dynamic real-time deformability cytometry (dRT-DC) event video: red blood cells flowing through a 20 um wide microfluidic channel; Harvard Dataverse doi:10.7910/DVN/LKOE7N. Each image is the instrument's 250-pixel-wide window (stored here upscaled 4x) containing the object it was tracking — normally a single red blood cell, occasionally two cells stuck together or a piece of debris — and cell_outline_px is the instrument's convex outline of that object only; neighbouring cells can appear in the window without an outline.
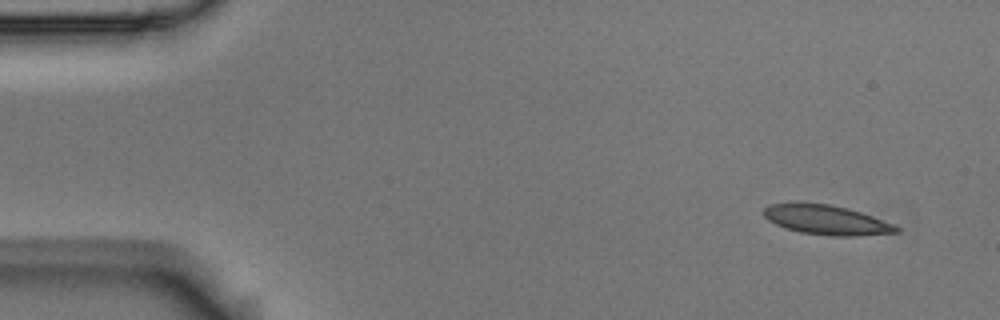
{"species": "Egyptian fruit bat (a non-hibernating species)", "species_latin": "Rousettus aegyptiacus", "temperature_condition": "room temperature", "stored_images_in_passage": 5, "camera_frame_rate_fps": 3000, "um_per_image_px": 0.085, "animal": {"sex": "male"}, "frame": {"image": 1, "passage_image": 1, "time_ms": 0.0, "image_size_px": [1000, 320], "cell_outline_px": [[900, 232], [856, 236], [832, 236], [800, 232], [784, 228], [768, 220], [764, 216], [764, 208], [772, 204], [796, 200], [832, 204], [848, 208], [896, 224], [900, 228]], "centroid_in_image_um": [70.23, 18.66], "position_along_channel_um": 14.8, "area_um2": 23.47}}
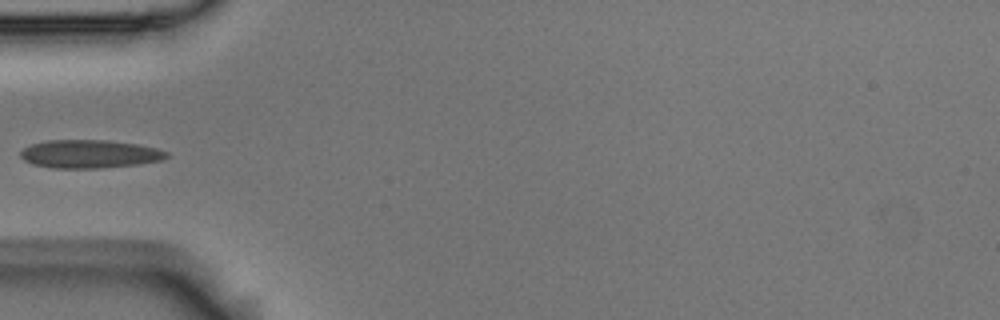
{"frame": {"image": 2, "passage_image": 4, "time_ms": 1.0, "image_size_px": [1000, 320], "cell_outline_px": [[168, 156], [160, 160], [140, 164], [100, 168], [52, 168], [32, 164], [24, 160], [20, 156], [20, 152], [24, 148], [32, 144], [48, 140], [108, 140], [136, 144], [156, 148], [168, 152]], "centroid_in_image_um": [7.6, 13.09], "position_along_channel_um": 77.4, "area_um2": 23.99}}
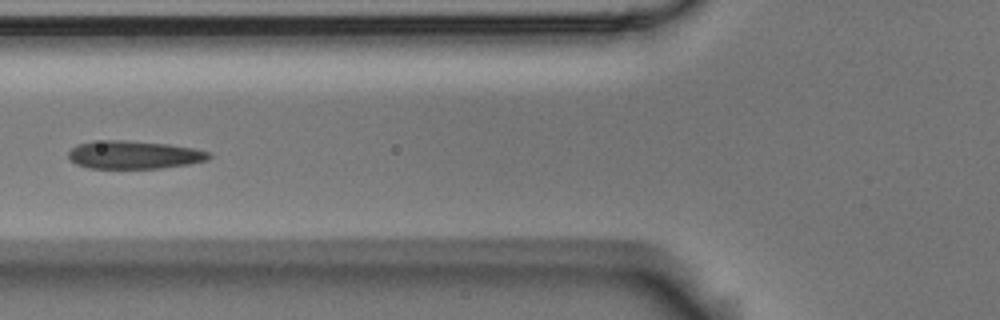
{"frame": {"image": 3, "passage_image": 5, "time_ms": 1.333, "image_size_px": [1000, 320], "cell_outline_px": [[212, 156], [208, 160], [188, 164], [160, 168], [88, 168], [76, 164], [68, 156], [68, 152], [76, 144], [92, 140], [128, 140], [168, 144], [192, 148], [208, 152]], "centroid_in_image_um": [11.35, 13.15], "position_along_channel_um": 114.5, "area_um2": 23.06}}